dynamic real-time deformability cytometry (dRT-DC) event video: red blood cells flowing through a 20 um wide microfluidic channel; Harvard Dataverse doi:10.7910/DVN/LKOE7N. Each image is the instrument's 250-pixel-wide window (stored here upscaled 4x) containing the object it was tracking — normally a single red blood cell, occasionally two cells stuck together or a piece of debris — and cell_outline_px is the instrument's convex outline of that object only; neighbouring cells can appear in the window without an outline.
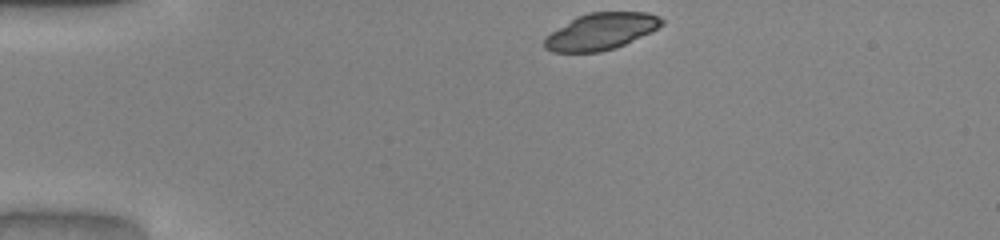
{"species": "common noctule bat (a hibernating species)", "species_latin": "Nyctalus noctula", "temperature_condition": "warm", "stored_images_in_passage": 34, "camera_frame_rate_fps": 3000, "um_per_image_px": 0.085, "animal": {"sex": "male", "body_mass_g": 20.0, "forearm_length_mm": 53.3}, "frame": {"image": 1, "passage_image": 1, "time_ms": 0.0, "image_size_px": [1000, 240], "cell_outline_px": [[664, 24], [652, 32], [616, 48], [600, 52], [552, 52], [544, 48], [544, 36], [576, 16], [588, 12], [648, 12], [660, 16], [664, 20]], "centroid_in_image_um": [51.09, 2.67], "position_along_channel_um": 33.9, "area_um2": 25.37}}